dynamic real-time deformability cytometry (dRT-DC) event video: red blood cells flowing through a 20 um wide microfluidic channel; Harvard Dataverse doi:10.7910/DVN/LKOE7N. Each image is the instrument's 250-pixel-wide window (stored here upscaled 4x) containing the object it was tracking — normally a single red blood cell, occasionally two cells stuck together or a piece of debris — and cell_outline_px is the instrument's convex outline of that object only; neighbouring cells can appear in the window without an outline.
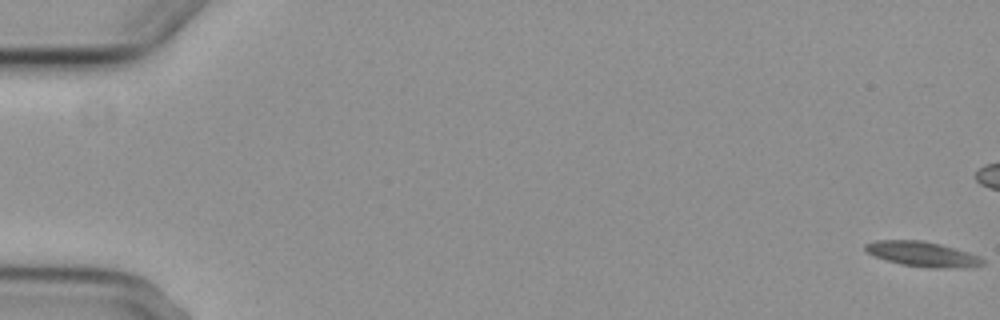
{"species": "common noctule bat (a hibernating species)", "species_latin": "Nyctalus noctula", "temperature_condition": "cold", "stored_images_in_passage": 8, "camera_frame_rate_fps": 3000, "um_per_image_px": 0.085, "animal": {"sex": "female", "body_mass_g": 29.2, "forearm_length_mm": 56.3}, "frame": {"image": 1, "passage_image": 1, "time_ms": 0.0, "image_size_px": [1000, 320], "cell_outline_px": [[984, 264], [972, 268], [928, 268], [900, 264], [864, 252], [864, 244], [876, 240], [924, 240], [956, 248], [980, 256], [984, 260]], "centroid_in_image_um": [78.44, 21.6], "position_along_channel_um": 6.6, "area_um2": 17.4}}
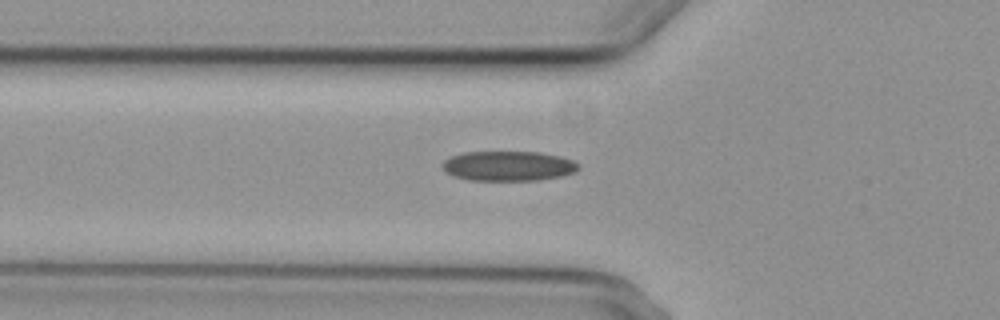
{"frame": {"image": 2, "passage_image": 8, "time_ms": 8.333, "image_size_px": [1000, 320], "cell_outline_px": [[580, 168], [576, 172], [560, 176], [540, 180], [468, 180], [452, 176], [444, 172], [440, 164], [444, 160], [452, 156], [464, 152], [540, 152], [560, 156], [572, 160], [580, 164]], "centroid_in_image_um": [43.19, 14.11], "position_along_channel_um": 82.6, "area_um2": 23.93}}